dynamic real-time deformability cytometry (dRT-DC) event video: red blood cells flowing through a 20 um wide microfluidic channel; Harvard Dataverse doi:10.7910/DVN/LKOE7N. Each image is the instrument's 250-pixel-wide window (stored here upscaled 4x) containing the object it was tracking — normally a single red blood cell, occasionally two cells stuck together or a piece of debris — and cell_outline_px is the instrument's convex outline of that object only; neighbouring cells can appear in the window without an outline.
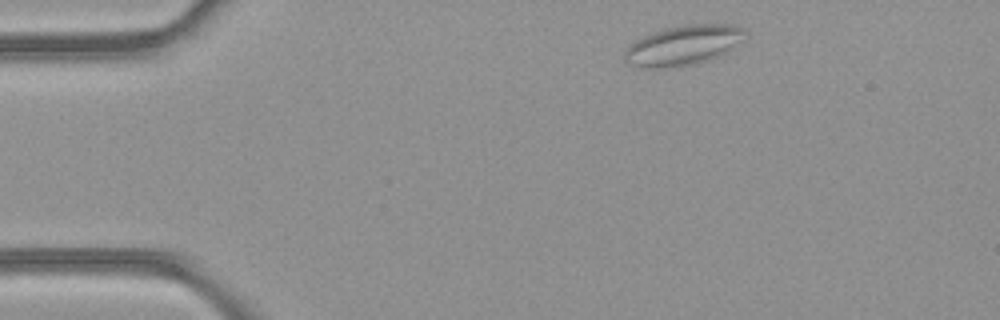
{"species": "common noctule bat (a hibernating species)", "species_latin": "Nyctalus noctula", "temperature_condition": "room temperature", "stored_images_in_passage": 42, "camera_frame_rate_fps": 3000, "um_per_image_px": 0.085, "animal": {"sex": "female", "body_mass_g": 21.9}, "frame": {"image": 1, "passage_image": 1, "time_ms": 0.0, "image_size_px": [1000, 320], "cell_outline_px": [[748, 32], [728, 52], [720, 56], [696, 64], [664, 68], [640, 68], [628, 64], [624, 60], [624, 52], [628, 44], [652, 32], [684, 24], [736, 24], [744, 28]], "centroid_in_image_um": [58.06, 3.85], "position_along_channel_um": 26.9, "area_um2": 28.32}}
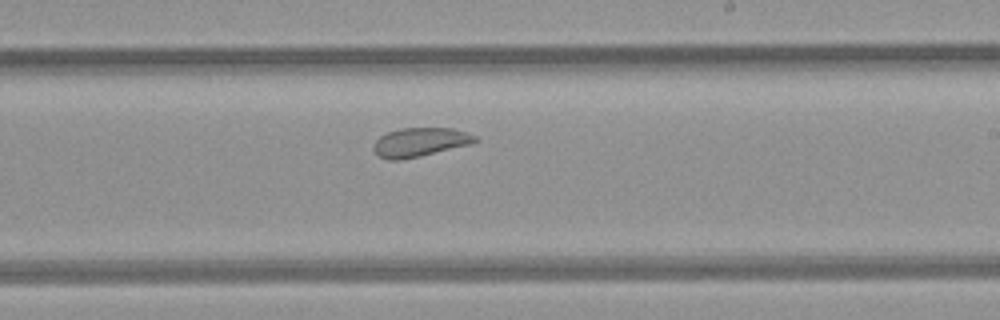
{"frame": {"image": 2, "passage_image": 22, "time_ms": 7.0, "image_size_px": [1000, 320], "cell_outline_px": [[480, 140], [472, 144], [420, 156], [400, 160], [388, 160], [380, 156], [372, 148], [372, 144], [380, 136], [388, 132], [400, 128], [452, 128], [476, 136]], "centroid_in_image_um": [35.7, 12.08], "position_along_channel_um": 253.3, "area_um2": 17.11}}
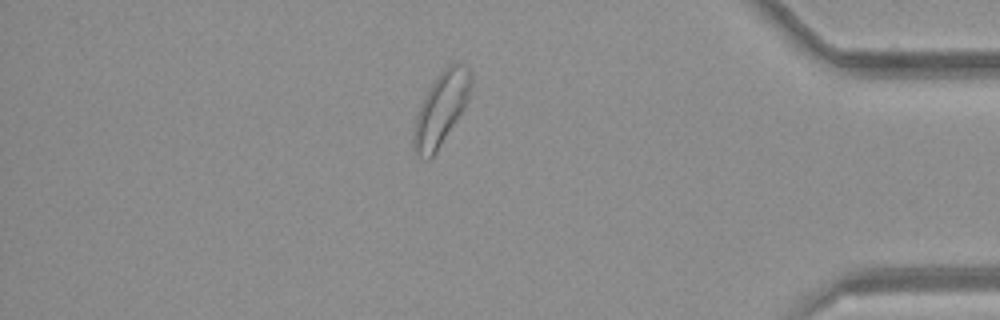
{"frame": {"image": 3, "passage_image": 35, "time_ms": 11.333, "image_size_px": [1000, 320], "cell_outline_px": [[472, 84], [468, 100], [464, 108], [436, 152], [428, 160], [424, 160], [412, 148], [412, 136], [416, 116], [420, 104], [424, 96], [436, 76], [448, 64], [460, 64], [468, 68], [472, 72]], "centroid_in_image_um": [37.48, 9.25], "position_along_channel_um": 397.7, "area_um2": 24.33}, "authors_computed_cell_mechanics": {"area_um2": 20.7791, "velocity_mm_per_s": 4.206, "shape_relaxation_time_tau1_ms": 9.8434, "shape_relaxation_time_tau2_ms": 1.8248, "deformation_change_tau1": 0.1101, "deformation_change_tau2": 0.0705}}